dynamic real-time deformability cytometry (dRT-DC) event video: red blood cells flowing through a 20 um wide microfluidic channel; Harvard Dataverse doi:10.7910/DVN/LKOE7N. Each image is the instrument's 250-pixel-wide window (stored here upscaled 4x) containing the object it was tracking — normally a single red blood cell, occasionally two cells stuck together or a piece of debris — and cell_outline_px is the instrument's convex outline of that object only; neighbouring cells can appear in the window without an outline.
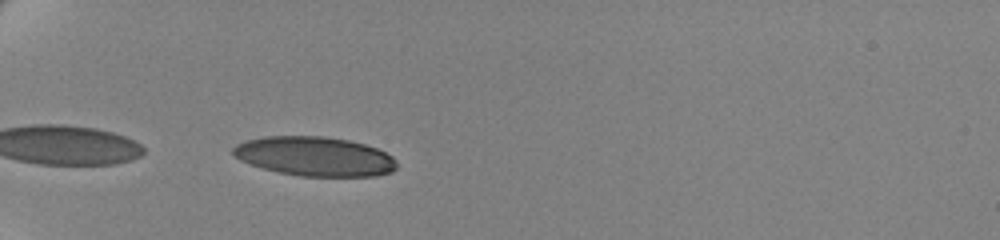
{"species": "human", "species_latin": "Homo sapiens", "temperature_condition": "cold", "stored_images_in_passage": 25, "camera_frame_rate_fps": 3000, "um_per_image_px": 0.085, "donor": {"sex": "female"}, "frame": {"image": 1, "passage_image": 2, "time_ms": 0.333, "image_size_px": [1000, 240], "cell_outline_px": [[396, 168], [392, 172], [376, 176], [300, 176], [280, 172], [264, 168], [240, 160], [232, 156], [232, 148], [236, 144], [248, 140], [264, 136], [324, 136], [348, 140], [364, 144], [376, 148], [392, 156], [396, 160]], "centroid_in_image_um": [26.75, 13.29], "position_along_channel_um": 58.3, "area_um2": 37.45}}
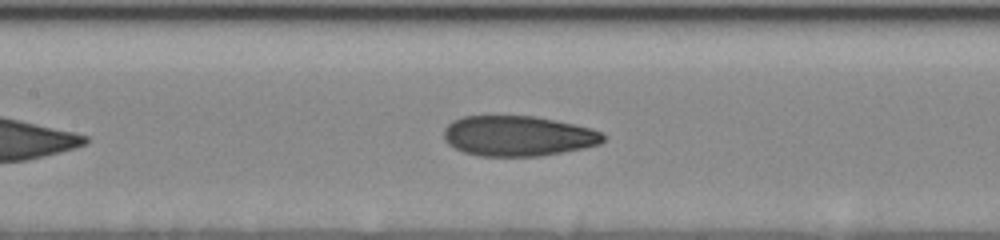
{"frame": {"image": 2, "passage_image": 13, "time_ms": 4.0, "image_size_px": [1000, 240], "cell_outline_px": [[604, 140], [600, 144], [584, 148], [540, 156], [480, 156], [464, 152], [448, 144], [444, 140], [444, 128], [452, 120], [464, 116], [532, 116], [592, 128], [600, 132], [604, 136]], "centroid_in_image_um": [44.0, 11.56], "position_along_channel_um": 163.4, "area_um2": 37.28}}
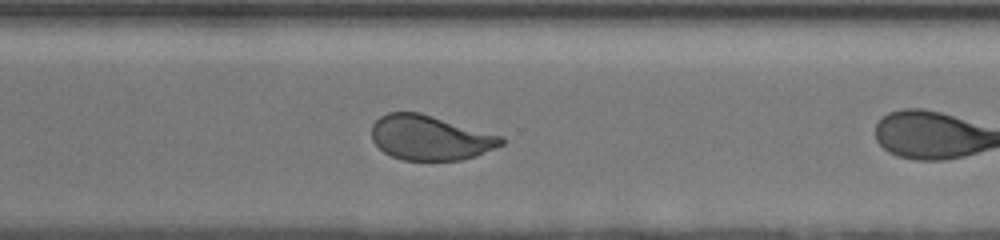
{"frame": {"image": 3, "passage_image": 24, "time_ms": 7.667, "image_size_px": [1000, 240], "cell_outline_px": [[504, 144], [476, 156], [460, 160], [404, 160], [392, 156], [384, 152], [372, 140], [372, 124], [380, 116], [388, 112], [420, 112], [504, 136]], "centroid_in_image_um": [36.58, 11.7], "position_along_channel_um": 334.0, "area_um2": 33.93}}